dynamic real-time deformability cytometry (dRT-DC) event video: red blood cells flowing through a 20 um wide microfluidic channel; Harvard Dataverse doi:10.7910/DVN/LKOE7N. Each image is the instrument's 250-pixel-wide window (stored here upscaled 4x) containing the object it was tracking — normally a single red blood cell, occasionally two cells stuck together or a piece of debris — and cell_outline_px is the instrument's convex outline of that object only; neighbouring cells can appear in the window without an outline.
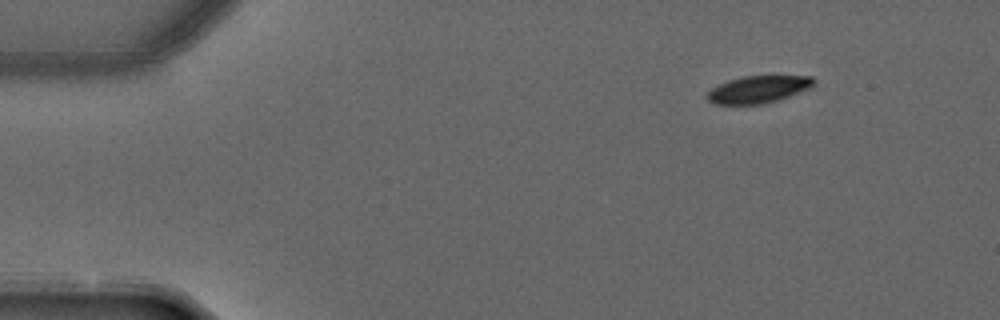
{"species": "common noctule bat (a hibernating species)", "species_latin": "Nyctalus noctula", "temperature_condition": "warm", "stored_images_in_passage": 4, "segment_of_instrument_passage": [2, 2], "camera_frame_rate_fps": 3000, "um_per_image_px": 0.085, "animal": {"sex": "male", "forearm_length_mm": 52.5}, "frame": {"image": 1, "passage_image": 4, "time_ms": 1.0, "image_size_px": [1000, 320], "cell_outline_px": [[816, 84], [812, 88], [780, 100], [760, 104], [712, 104], [704, 96], [704, 92], [728, 80], [744, 76], [812, 76], [816, 80]], "centroid_in_image_um": [64.47, 7.6], "position_along_channel_um": 20.5, "area_um2": 17.28}}